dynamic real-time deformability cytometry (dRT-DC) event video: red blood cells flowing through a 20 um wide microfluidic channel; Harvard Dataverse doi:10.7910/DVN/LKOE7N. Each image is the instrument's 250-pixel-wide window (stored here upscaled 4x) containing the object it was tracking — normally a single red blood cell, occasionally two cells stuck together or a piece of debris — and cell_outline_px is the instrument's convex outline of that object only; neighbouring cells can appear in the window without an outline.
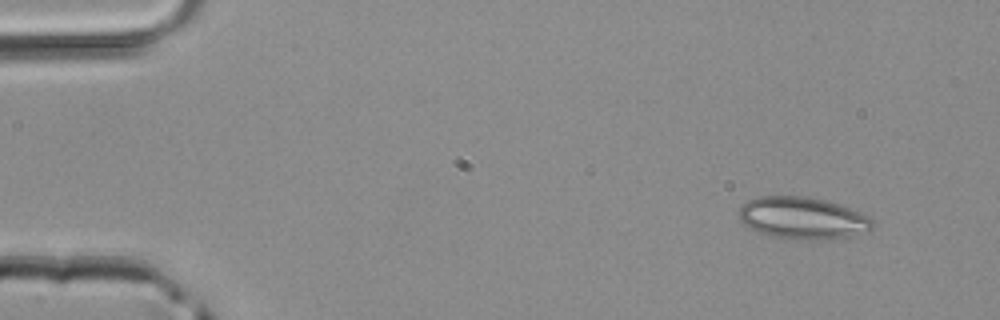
{"species": "common noctule bat (a hibernating species)", "species_latin": "Nyctalus noctula", "temperature_condition": "room temperature", "stored_images_in_passage": 43, "camera_frame_rate_fps": 3000, "um_per_image_px": 0.085, "animal": {"sex": "male", "body_mass_g": 20.4}, "frame": {"image": 1, "passage_image": 1, "time_ms": 0.0, "image_size_px": [1000, 320], "cell_outline_px": [[876, 228], [848, 236], [824, 240], [808, 240], [768, 236], [744, 224], [740, 220], [740, 208], [748, 200], [760, 196], [808, 196], [824, 200], [848, 208], [868, 216], [876, 224]], "centroid_in_image_um": [68.24, 18.54], "position_along_channel_um": 16.8, "area_um2": 32.48}}
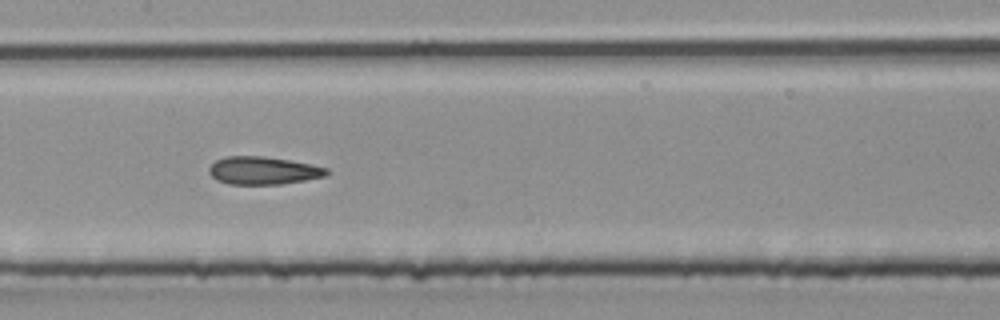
{"frame": {"image": 2, "passage_image": 20, "time_ms": 6.333, "image_size_px": [1000, 320], "cell_outline_px": [[332, 172], [328, 176], [280, 184], [228, 184], [216, 180], [208, 172], [208, 168], [216, 160], [224, 156], [264, 156], [312, 164], [328, 168]], "centroid_in_image_um": [22.4, 14.49], "position_along_channel_um": 185.0, "area_um2": 19.25}}
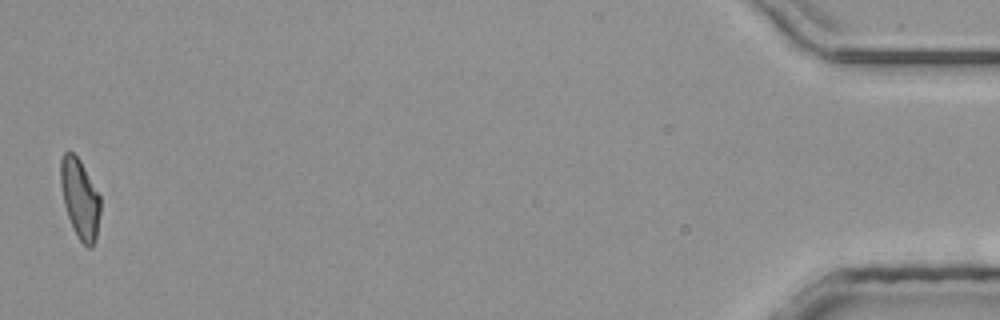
{"frame": {"image": 3, "passage_image": 43, "time_ms": 14.0, "image_size_px": [1000, 320], "cell_outline_px": [[100, 212], [96, 240], [92, 248], [88, 248], [80, 240], [68, 216], [64, 204], [60, 184], [60, 160], [64, 152], [72, 152], [80, 160], [100, 196]], "centroid_in_image_um": [6.79, 16.88], "position_along_channel_um": 428.4, "area_um2": 18.26}}